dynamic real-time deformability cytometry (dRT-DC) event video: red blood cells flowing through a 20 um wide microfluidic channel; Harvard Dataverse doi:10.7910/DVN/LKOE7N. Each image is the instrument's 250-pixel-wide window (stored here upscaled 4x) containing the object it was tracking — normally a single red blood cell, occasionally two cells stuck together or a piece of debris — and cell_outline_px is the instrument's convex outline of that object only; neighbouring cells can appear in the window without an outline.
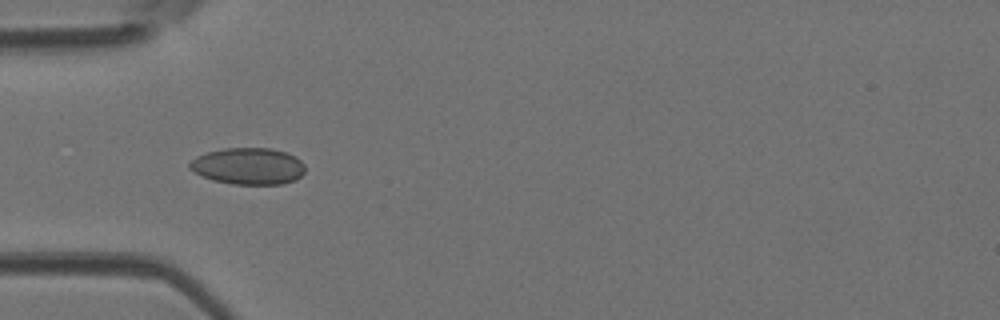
{"species": "Egyptian fruit bat (a non-hibernating species)", "species_latin": "Rousettus aegyptiacus", "temperature_condition": "room temperature", "stored_images_in_passage": 36, "camera_frame_rate_fps": 3000, "um_per_image_px": 0.085, "animal": {"sex": "female"}, "frame": {"image": 1, "passage_image": 4, "time_ms": 1.0, "image_size_px": [1000, 320], "cell_outline_px": [[304, 172], [296, 180], [284, 184], [232, 184], [212, 180], [188, 168], [188, 164], [196, 156], [208, 152], [224, 148], [272, 148], [296, 156], [304, 164]], "centroid_in_image_um": [21.12, 14.12], "position_along_channel_um": 63.9, "area_um2": 24.68}}
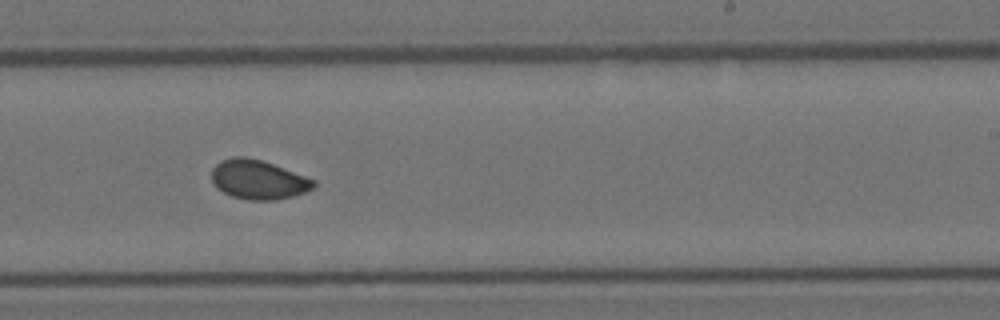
{"frame": {"image": 2, "passage_image": 18, "time_ms": 5.667, "image_size_px": [1000, 320], "cell_outline_px": [[316, 184], [312, 188], [304, 192], [292, 196], [276, 200], [248, 200], [232, 196], [216, 188], [212, 184], [212, 168], [220, 160], [232, 156], [244, 156], [260, 160], [272, 164], [316, 180]], "centroid_in_image_um": [21.91, 15.26], "position_along_channel_um": 267.1, "area_um2": 23.29}}
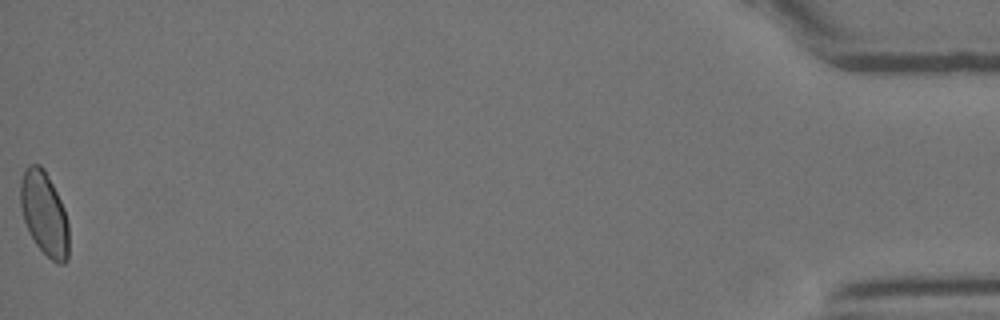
{"frame": {"image": 3, "passage_image": 36, "time_ms": 11.667, "image_size_px": [1000, 320], "cell_outline_px": [[68, 260], [64, 264], [60, 264], [52, 260], [36, 244], [28, 232], [24, 220], [20, 204], [20, 180], [24, 168], [28, 164], [40, 164], [44, 168], [64, 208], [68, 224]], "centroid_in_image_um": [3.75, 18.13], "position_along_channel_um": 431.5, "area_um2": 23.64}}